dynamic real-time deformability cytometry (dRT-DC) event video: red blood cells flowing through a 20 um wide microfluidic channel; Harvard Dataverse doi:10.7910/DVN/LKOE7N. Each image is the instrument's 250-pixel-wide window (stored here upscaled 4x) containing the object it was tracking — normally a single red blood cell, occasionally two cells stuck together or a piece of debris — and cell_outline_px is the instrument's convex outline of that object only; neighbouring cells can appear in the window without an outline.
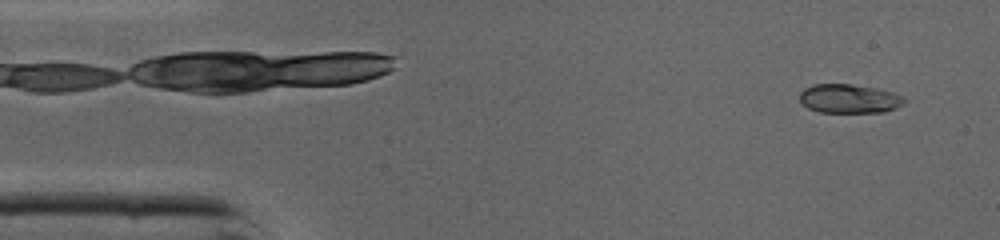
{"species": "common noctule bat (a hibernating species)", "species_latin": "Nyctalus noctula", "temperature_condition": "cold", "stored_images_in_passage": 8, "camera_frame_rate_fps": 3000, "um_per_image_px": 0.085, "animal": {"sex": "male", "body_mass_g": 19.0, "forearm_length_mm": 50.8}, "frame": {"image": 1, "passage_image": 3, "time_ms": 0.667, "image_size_px": [1000, 240], "cell_outline_px": [[904, 104], [896, 108], [884, 112], [820, 112], [808, 108], [800, 100], [800, 92], [804, 88], [816, 84], [852, 84], [876, 88], [892, 92], [900, 96], [904, 100]], "centroid_in_image_um": [72.17, 8.39], "position_along_channel_um": 12.8, "area_um2": 17.51}}